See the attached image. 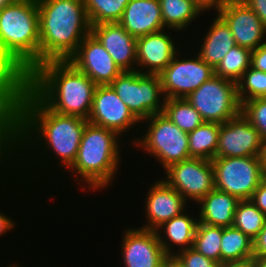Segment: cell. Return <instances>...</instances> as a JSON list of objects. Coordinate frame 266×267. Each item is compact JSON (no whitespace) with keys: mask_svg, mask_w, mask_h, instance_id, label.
Masks as SVG:
<instances>
[{"mask_svg":"<svg viewBox=\"0 0 266 267\" xmlns=\"http://www.w3.org/2000/svg\"><path fill=\"white\" fill-rule=\"evenodd\" d=\"M217 15L230 27L236 45L252 51L266 43V28L258 15L243 0L229 1Z\"/></svg>","mask_w":266,"mask_h":267,"instance_id":"9a60e30c","label":"cell"},{"mask_svg":"<svg viewBox=\"0 0 266 267\" xmlns=\"http://www.w3.org/2000/svg\"><path fill=\"white\" fill-rule=\"evenodd\" d=\"M39 13V64L68 60L91 33L84 0H37Z\"/></svg>","mask_w":266,"mask_h":267,"instance_id":"3957f363","label":"cell"},{"mask_svg":"<svg viewBox=\"0 0 266 267\" xmlns=\"http://www.w3.org/2000/svg\"><path fill=\"white\" fill-rule=\"evenodd\" d=\"M162 267H184L175 256H168Z\"/></svg>","mask_w":266,"mask_h":267,"instance_id":"ee69618b","label":"cell"},{"mask_svg":"<svg viewBox=\"0 0 266 267\" xmlns=\"http://www.w3.org/2000/svg\"><path fill=\"white\" fill-rule=\"evenodd\" d=\"M148 124L144 136L133 141L144 153L151 154L164 169L190 158L188 133L178 128L163 112L142 120ZM147 121V122H146Z\"/></svg>","mask_w":266,"mask_h":267,"instance_id":"8992f818","label":"cell"},{"mask_svg":"<svg viewBox=\"0 0 266 267\" xmlns=\"http://www.w3.org/2000/svg\"><path fill=\"white\" fill-rule=\"evenodd\" d=\"M9 267H18V265L16 266V264L13 266V265H10Z\"/></svg>","mask_w":266,"mask_h":267,"instance_id":"f907efd6","label":"cell"},{"mask_svg":"<svg viewBox=\"0 0 266 267\" xmlns=\"http://www.w3.org/2000/svg\"><path fill=\"white\" fill-rule=\"evenodd\" d=\"M117 96L141 122L164 109V97L159 75L141 71H123L109 84Z\"/></svg>","mask_w":266,"mask_h":267,"instance_id":"52a82bcc","label":"cell"},{"mask_svg":"<svg viewBox=\"0 0 266 267\" xmlns=\"http://www.w3.org/2000/svg\"><path fill=\"white\" fill-rule=\"evenodd\" d=\"M186 99L204 122L222 124L241 113L237 83L215 75Z\"/></svg>","mask_w":266,"mask_h":267,"instance_id":"ba28073f","label":"cell"},{"mask_svg":"<svg viewBox=\"0 0 266 267\" xmlns=\"http://www.w3.org/2000/svg\"><path fill=\"white\" fill-rule=\"evenodd\" d=\"M118 139L116 132L88 122L76 159L68 169L85 180L88 189L99 190L107 187L121 163Z\"/></svg>","mask_w":266,"mask_h":267,"instance_id":"277c9868","label":"cell"},{"mask_svg":"<svg viewBox=\"0 0 266 267\" xmlns=\"http://www.w3.org/2000/svg\"><path fill=\"white\" fill-rule=\"evenodd\" d=\"M217 267H253L251 262L244 263H220Z\"/></svg>","mask_w":266,"mask_h":267,"instance_id":"bcb514c9","label":"cell"},{"mask_svg":"<svg viewBox=\"0 0 266 267\" xmlns=\"http://www.w3.org/2000/svg\"><path fill=\"white\" fill-rule=\"evenodd\" d=\"M14 226V221H12L9 216L2 214V212L0 211V236L8 231H11Z\"/></svg>","mask_w":266,"mask_h":267,"instance_id":"7bdbcfd3","label":"cell"},{"mask_svg":"<svg viewBox=\"0 0 266 267\" xmlns=\"http://www.w3.org/2000/svg\"><path fill=\"white\" fill-rule=\"evenodd\" d=\"M259 157L262 167H266V138L262 139L261 152Z\"/></svg>","mask_w":266,"mask_h":267,"instance_id":"f6af8a7d","label":"cell"},{"mask_svg":"<svg viewBox=\"0 0 266 267\" xmlns=\"http://www.w3.org/2000/svg\"><path fill=\"white\" fill-rule=\"evenodd\" d=\"M165 29L137 38V66L141 73L159 75L178 54L173 38ZM172 38V39H171Z\"/></svg>","mask_w":266,"mask_h":267,"instance_id":"d6986e66","label":"cell"},{"mask_svg":"<svg viewBox=\"0 0 266 267\" xmlns=\"http://www.w3.org/2000/svg\"><path fill=\"white\" fill-rule=\"evenodd\" d=\"M164 28L178 32L190 26L203 11L194 0H159ZM190 23V24H189Z\"/></svg>","mask_w":266,"mask_h":267,"instance_id":"484cf974","label":"cell"},{"mask_svg":"<svg viewBox=\"0 0 266 267\" xmlns=\"http://www.w3.org/2000/svg\"><path fill=\"white\" fill-rule=\"evenodd\" d=\"M122 240L125 267H162L168 257L156 231L142 228L127 229Z\"/></svg>","mask_w":266,"mask_h":267,"instance_id":"2e32d148","label":"cell"},{"mask_svg":"<svg viewBox=\"0 0 266 267\" xmlns=\"http://www.w3.org/2000/svg\"><path fill=\"white\" fill-rule=\"evenodd\" d=\"M165 172L167 177L163 180L185 200L189 198L198 203L215 188L210 160L190 157L170 165Z\"/></svg>","mask_w":266,"mask_h":267,"instance_id":"8fae6325","label":"cell"},{"mask_svg":"<svg viewBox=\"0 0 266 267\" xmlns=\"http://www.w3.org/2000/svg\"><path fill=\"white\" fill-rule=\"evenodd\" d=\"M250 200L266 216V182H260Z\"/></svg>","mask_w":266,"mask_h":267,"instance_id":"ab89813d","label":"cell"},{"mask_svg":"<svg viewBox=\"0 0 266 267\" xmlns=\"http://www.w3.org/2000/svg\"><path fill=\"white\" fill-rule=\"evenodd\" d=\"M231 0H194L203 12L214 8L217 12Z\"/></svg>","mask_w":266,"mask_h":267,"instance_id":"b9f144b4","label":"cell"},{"mask_svg":"<svg viewBox=\"0 0 266 267\" xmlns=\"http://www.w3.org/2000/svg\"><path fill=\"white\" fill-rule=\"evenodd\" d=\"M220 124L204 122L188 133L189 154L193 158L212 160L216 157Z\"/></svg>","mask_w":266,"mask_h":267,"instance_id":"4316f807","label":"cell"},{"mask_svg":"<svg viewBox=\"0 0 266 267\" xmlns=\"http://www.w3.org/2000/svg\"><path fill=\"white\" fill-rule=\"evenodd\" d=\"M263 168V181L266 182V167Z\"/></svg>","mask_w":266,"mask_h":267,"instance_id":"681fc988","label":"cell"},{"mask_svg":"<svg viewBox=\"0 0 266 267\" xmlns=\"http://www.w3.org/2000/svg\"><path fill=\"white\" fill-rule=\"evenodd\" d=\"M204 39L203 45L199 46L200 51L198 55L213 68L236 45L230 27L219 15L212 22Z\"/></svg>","mask_w":266,"mask_h":267,"instance_id":"cb8c5ba5","label":"cell"},{"mask_svg":"<svg viewBox=\"0 0 266 267\" xmlns=\"http://www.w3.org/2000/svg\"><path fill=\"white\" fill-rule=\"evenodd\" d=\"M251 66V50L235 45L214 68L215 76L237 83Z\"/></svg>","mask_w":266,"mask_h":267,"instance_id":"f1b7e54d","label":"cell"},{"mask_svg":"<svg viewBox=\"0 0 266 267\" xmlns=\"http://www.w3.org/2000/svg\"><path fill=\"white\" fill-rule=\"evenodd\" d=\"M239 201L237 197L214 188L198 202L200 205L198 220L211 226H232Z\"/></svg>","mask_w":266,"mask_h":267,"instance_id":"7402d4cb","label":"cell"},{"mask_svg":"<svg viewBox=\"0 0 266 267\" xmlns=\"http://www.w3.org/2000/svg\"><path fill=\"white\" fill-rule=\"evenodd\" d=\"M251 66L266 73V43L251 51Z\"/></svg>","mask_w":266,"mask_h":267,"instance_id":"74e56055","label":"cell"},{"mask_svg":"<svg viewBox=\"0 0 266 267\" xmlns=\"http://www.w3.org/2000/svg\"><path fill=\"white\" fill-rule=\"evenodd\" d=\"M217 190L250 200L263 180L260 157H219L211 160Z\"/></svg>","mask_w":266,"mask_h":267,"instance_id":"9c48e42d","label":"cell"},{"mask_svg":"<svg viewBox=\"0 0 266 267\" xmlns=\"http://www.w3.org/2000/svg\"><path fill=\"white\" fill-rule=\"evenodd\" d=\"M262 138L249 120L239 113L220 124L216 157H259Z\"/></svg>","mask_w":266,"mask_h":267,"instance_id":"7c38bea8","label":"cell"},{"mask_svg":"<svg viewBox=\"0 0 266 267\" xmlns=\"http://www.w3.org/2000/svg\"><path fill=\"white\" fill-rule=\"evenodd\" d=\"M174 56L168 66L159 74L165 99L186 98L214 75V68L197 54L191 59Z\"/></svg>","mask_w":266,"mask_h":267,"instance_id":"30bf717a","label":"cell"},{"mask_svg":"<svg viewBox=\"0 0 266 267\" xmlns=\"http://www.w3.org/2000/svg\"><path fill=\"white\" fill-rule=\"evenodd\" d=\"M223 227L198 222L193 248L206 258L221 263V238Z\"/></svg>","mask_w":266,"mask_h":267,"instance_id":"1f68e13d","label":"cell"},{"mask_svg":"<svg viewBox=\"0 0 266 267\" xmlns=\"http://www.w3.org/2000/svg\"><path fill=\"white\" fill-rule=\"evenodd\" d=\"M130 0H84L90 25L118 23Z\"/></svg>","mask_w":266,"mask_h":267,"instance_id":"f546056e","label":"cell"},{"mask_svg":"<svg viewBox=\"0 0 266 267\" xmlns=\"http://www.w3.org/2000/svg\"><path fill=\"white\" fill-rule=\"evenodd\" d=\"M254 258L266 259V223L253 239Z\"/></svg>","mask_w":266,"mask_h":267,"instance_id":"f35d334b","label":"cell"},{"mask_svg":"<svg viewBox=\"0 0 266 267\" xmlns=\"http://www.w3.org/2000/svg\"><path fill=\"white\" fill-rule=\"evenodd\" d=\"M21 144V116H0V162L7 152L12 153L11 148L18 146L15 151L22 147Z\"/></svg>","mask_w":266,"mask_h":267,"instance_id":"836d02e7","label":"cell"},{"mask_svg":"<svg viewBox=\"0 0 266 267\" xmlns=\"http://www.w3.org/2000/svg\"><path fill=\"white\" fill-rule=\"evenodd\" d=\"M87 123L88 121L81 117L62 115L50 110L31 91L21 103V145L29 146V141L39 142L41 138V142L44 140L47 144L46 148L58 155L63 167L69 168L76 159Z\"/></svg>","mask_w":266,"mask_h":267,"instance_id":"7a4b0ae2","label":"cell"},{"mask_svg":"<svg viewBox=\"0 0 266 267\" xmlns=\"http://www.w3.org/2000/svg\"><path fill=\"white\" fill-rule=\"evenodd\" d=\"M96 87L68 60L45 61L32 71L31 91L58 114L87 120Z\"/></svg>","mask_w":266,"mask_h":267,"instance_id":"6da1fadb","label":"cell"},{"mask_svg":"<svg viewBox=\"0 0 266 267\" xmlns=\"http://www.w3.org/2000/svg\"><path fill=\"white\" fill-rule=\"evenodd\" d=\"M251 263L253 267H266V259L254 258Z\"/></svg>","mask_w":266,"mask_h":267,"instance_id":"7dc6e473","label":"cell"},{"mask_svg":"<svg viewBox=\"0 0 266 267\" xmlns=\"http://www.w3.org/2000/svg\"><path fill=\"white\" fill-rule=\"evenodd\" d=\"M221 263H244L254 259L253 239L234 226L223 227Z\"/></svg>","mask_w":266,"mask_h":267,"instance_id":"d4e9b609","label":"cell"},{"mask_svg":"<svg viewBox=\"0 0 266 267\" xmlns=\"http://www.w3.org/2000/svg\"><path fill=\"white\" fill-rule=\"evenodd\" d=\"M241 105L250 99L266 98V73L250 66L237 82Z\"/></svg>","mask_w":266,"mask_h":267,"instance_id":"d6a6232c","label":"cell"},{"mask_svg":"<svg viewBox=\"0 0 266 267\" xmlns=\"http://www.w3.org/2000/svg\"><path fill=\"white\" fill-rule=\"evenodd\" d=\"M91 33L101 42L122 71H140L137 65V39L119 23L91 26Z\"/></svg>","mask_w":266,"mask_h":267,"instance_id":"e0dca14e","label":"cell"},{"mask_svg":"<svg viewBox=\"0 0 266 267\" xmlns=\"http://www.w3.org/2000/svg\"><path fill=\"white\" fill-rule=\"evenodd\" d=\"M134 38L164 28L159 0H130L118 22Z\"/></svg>","mask_w":266,"mask_h":267,"instance_id":"ffe728a7","label":"cell"},{"mask_svg":"<svg viewBox=\"0 0 266 267\" xmlns=\"http://www.w3.org/2000/svg\"><path fill=\"white\" fill-rule=\"evenodd\" d=\"M87 121L119 136L140 122L110 85H97Z\"/></svg>","mask_w":266,"mask_h":267,"instance_id":"4fadbf2b","label":"cell"},{"mask_svg":"<svg viewBox=\"0 0 266 267\" xmlns=\"http://www.w3.org/2000/svg\"><path fill=\"white\" fill-rule=\"evenodd\" d=\"M13 0H0V9L4 8L5 6L9 5Z\"/></svg>","mask_w":266,"mask_h":267,"instance_id":"c3c4849f","label":"cell"},{"mask_svg":"<svg viewBox=\"0 0 266 267\" xmlns=\"http://www.w3.org/2000/svg\"><path fill=\"white\" fill-rule=\"evenodd\" d=\"M0 38L31 71L39 65L37 0H15L0 9Z\"/></svg>","mask_w":266,"mask_h":267,"instance_id":"5b68a950","label":"cell"},{"mask_svg":"<svg viewBox=\"0 0 266 267\" xmlns=\"http://www.w3.org/2000/svg\"><path fill=\"white\" fill-rule=\"evenodd\" d=\"M68 61L96 85H109L123 72L92 33L83 39Z\"/></svg>","mask_w":266,"mask_h":267,"instance_id":"5bb4252c","label":"cell"},{"mask_svg":"<svg viewBox=\"0 0 266 267\" xmlns=\"http://www.w3.org/2000/svg\"><path fill=\"white\" fill-rule=\"evenodd\" d=\"M0 116H21V103L1 84Z\"/></svg>","mask_w":266,"mask_h":267,"instance_id":"8d00e7d4","label":"cell"},{"mask_svg":"<svg viewBox=\"0 0 266 267\" xmlns=\"http://www.w3.org/2000/svg\"><path fill=\"white\" fill-rule=\"evenodd\" d=\"M31 78L32 71L0 38V84L22 103L31 92Z\"/></svg>","mask_w":266,"mask_h":267,"instance_id":"44dd1931","label":"cell"},{"mask_svg":"<svg viewBox=\"0 0 266 267\" xmlns=\"http://www.w3.org/2000/svg\"><path fill=\"white\" fill-rule=\"evenodd\" d=\"M163 113L182 131L192 132L204 123L200 113L186 98L164 99Z\"/></svg>","mask_w":266,"mask_h":267,"instance_id":"83f0119b","label":"cell"},{"mask_svg":"<svg viewBox=\"0 0 266 267\" xmlns=\"http://www.w3.org/2000/svg\"><path fill=\"white\" fill-rule=\"evenodd\" d=\"M174 256L184 267H217L218 263L212 259L206 258L195 248L191 247L185 250L175 252Z\"/></svg>","mask_w":266,"mask_h":267,"instance_id":"d590c367","label":"cell"},{"mask_svg":"<svg viewBox=\"0 0 266 267\" xmlns=\"http://www.w3.org/2000/svg\"><path fill=\"white\" fill-rule=\"evenodd\" d=\"M241 113L258 131L262 139L266 138V98L245 101L241 105Z\"/></svg>","mask_w":266,"mask_h":267,"instance_id":"e575fe53","label":"cell"},{"mask_svg":"<svg viewBox=\"0 0 266 267\" xmlns=\"http://www.w3.org/2000/svg\"><path fill=\"white\" fill-rule=\"evenodd\" d=\"M198 222V218L195 219L194 217L188 216L186 213L182 212L180 215L175 216L158 227L156 233L159 242L168 256H174V252L171 251L173 244L174 246L178 245L179 250H185L193 247ZM161 228L164 229L163 234L165 232L164 235L167 236V238L162 236ZM170 242L172 243L171 246L169 245Z\"/></svg>","mask_w":266,"mask_h":267,"instance_id":"603a6c76","label":"cell"},{"mask_svg":"<svg viewBox=\"0 0 266 267\" xmlns=\"http://www.w3.org/2000/svg\"><path fill=\"white\" fill-rule=\"evenodd\" d=\"M266 223V216L251 200H240L234 213L235 228L254 239Z\"/></svg>","mask_w":266,"mask_h":267,"instance_id":"4dcf8cb0","label":"cell"},{"mask_svg":"<svg viewBox=\"0 0 266 267\" xmlns=\"http://www.w3.org/2000/svg\"><path fill=\"white\" fill-rule=\"evenodd\" d=\"M260 18L266 28V0H243Z\"/></svg>","mask_w":266,"mask_h":267,"instance_id":"60d3db41","label":"cell"},{"mask_svg":"<svg viewBox=\"0 0 266 267\" xmlns=\"http://www.w3.org/2000/svg\"><path fill=\"white\" fill-rule=\"evenodd\" d=\"M145 199L147 223L141 228L154 231L166 221L184 212L188 201L161 179L151 186Z\"/></svg>","mask_w":266,"mask_h":267,"instance_id":"ac0fdd59","label":"cell"}]
</instances>
